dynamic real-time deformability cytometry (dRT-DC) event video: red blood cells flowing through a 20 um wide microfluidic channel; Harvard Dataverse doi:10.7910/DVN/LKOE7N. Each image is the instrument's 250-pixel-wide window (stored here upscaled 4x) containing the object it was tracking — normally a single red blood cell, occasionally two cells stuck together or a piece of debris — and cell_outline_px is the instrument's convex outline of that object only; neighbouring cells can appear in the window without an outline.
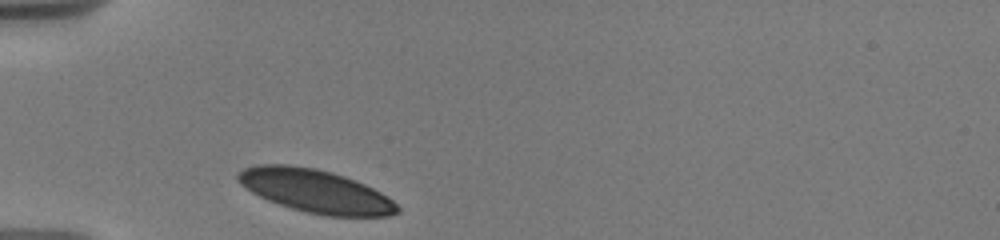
{"species": "human", "species_latin": "Homo sapiens", "temperature_condition": "warm", "stored_images_in_passage": 4, "camera_frame_rate_fps": 3000, "um_per_image_px": 0.085, "donor": {"sex": "male"}, "frame": {"image": 1, "passage_image": 1, "time_ms": 0.0, "image_size_px": [1000, 240], "cell_outline_px": [[400, 212], [388, 216], [324, 216], [292, 208], [268, 200], [252, 192], [240, 184], [236, 180], [236, 172], [244, 168], [256, 164], [292, 164], [316, 168], [332, 172], [344, 176], [364, 184], [380, 192], [392, 200], [400, 208]], "centroid_in_image_um": [26.79, 16.22], "position_along_channel_um": 58.2, "area_um2": 40.11}}
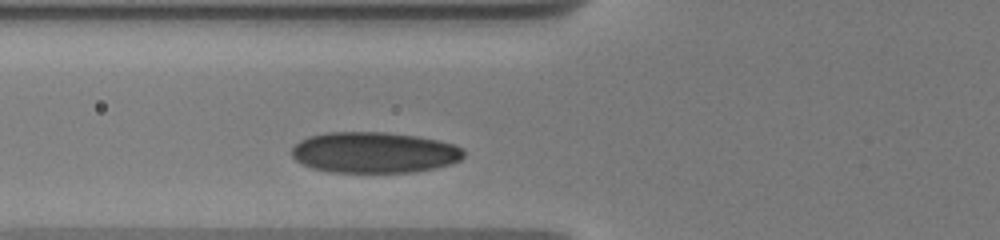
{"frame": {"image": 2, "passage_image": 4, "time_ms": 1.333, "image_size_px": [1000, 240], "cell_outline_px": [[464, 156], [460, 160], [452, 164], [436, 168], [412, 172], [332, 172], [312, 168], [296, 160], [292, 156], [292, 148], [300, 140], [308, 136], [328, 132], [384, 132], [420, 136], [452, 144], [464, 148]], "centroid_in_image_um": [31.83, 12.96], "position_along_channel_um": 94.0, "area_um2": 41.15}}